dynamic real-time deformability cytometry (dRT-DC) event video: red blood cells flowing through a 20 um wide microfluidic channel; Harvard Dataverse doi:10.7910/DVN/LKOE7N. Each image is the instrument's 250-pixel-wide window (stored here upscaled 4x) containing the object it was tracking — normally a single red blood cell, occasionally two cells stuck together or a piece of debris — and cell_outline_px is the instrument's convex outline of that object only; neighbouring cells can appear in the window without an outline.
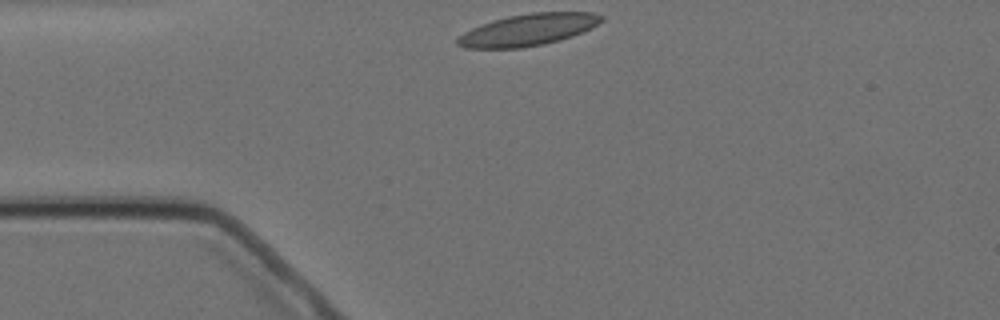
{"species": "Egyptian fruit bat (a non-hibernating species)", "species_latin": "Rousettus aegyptiacus", "temperature_condition": "cold", "stored_images_in_passage": 2, "camera_frame_rate_fps": 3000, "um_per_image_px": 0.085, "animal": {"sex": "female"}, "frame": {"image": 1, "passage_image": 1, "time_ms": 0.0, "image_size_px": [1000, 320], "cell_outline_px": [[604, 20], [592, 28], [572, 36], [560, 40], [544, 44], [520, 48], [464, 48], [456, 44], [456, 40], [464, 32], [472, 28], [492, 20], [508, 16], [532, 12], [592, 12], [604, 16]], "centroid_in_image_um": [44.91, 2.53], "position_along_channel_um": 40.1, "area_um2": 26.7}}